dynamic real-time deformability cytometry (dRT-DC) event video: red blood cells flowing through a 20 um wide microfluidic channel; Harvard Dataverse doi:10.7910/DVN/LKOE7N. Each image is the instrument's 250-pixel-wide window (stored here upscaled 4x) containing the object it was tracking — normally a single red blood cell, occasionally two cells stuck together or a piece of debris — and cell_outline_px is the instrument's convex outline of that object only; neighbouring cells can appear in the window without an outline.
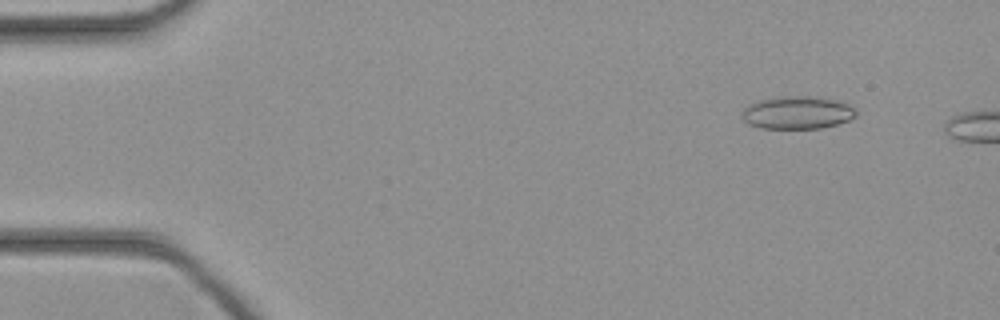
{"species": "common noctule bat (a hibernating species)", "species_latin": "Nyctalus noctula", "temperature_condition": "cold", "stored_images_in_passage": 4, "camera_frame_rate_fps": 3000, "um_per_image_px": 0.085, "animal": {"sex": "female", "body_mass_g": 21.9}, "frame": {"image": 1, "passage_image": 1, "time_ms": 0.0, "image_size_px": [1000, 320], "cell_outline_px": [[856, 116], [848, 120], [836, 124], [820, 128], [760, 128], [748, 124], [740, 116], [740, 112], [748, 104], [772, 96], [808, 96], [836, 100], [848, 104], [856, 108]], "centroid_in_image_um": [67.72, 9.56], "position_along_channel_um": 17.3, "area_um2": 21.96}}